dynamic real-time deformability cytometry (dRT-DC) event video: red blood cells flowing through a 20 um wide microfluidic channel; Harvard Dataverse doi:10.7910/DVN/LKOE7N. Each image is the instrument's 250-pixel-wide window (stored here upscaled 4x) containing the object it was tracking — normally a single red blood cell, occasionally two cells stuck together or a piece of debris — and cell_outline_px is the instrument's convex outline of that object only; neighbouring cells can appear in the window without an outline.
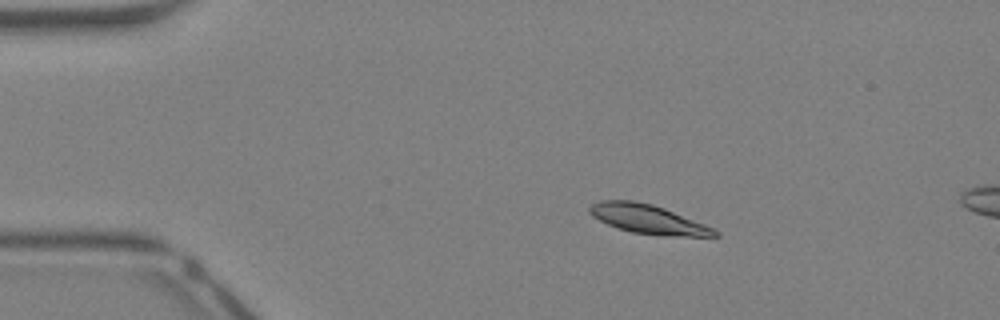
{"species": "Egyptian fruit bat (a non-hibernating species)", "species_latin": "Rousettus aegyptiacus", "temperature_condition": "warm", "stored_images_in_passage": 5, "camera_frame_rate_fps": 3000, "um_per_image_px": 0.085, "animal": {"sex": "female"}, "frame": {"image": 1, "passage_image": 1, "time_ms": 0.0, "image_size_px": [1000, 320], "cell_outline_px": [[720, 236], [664, 236], [632, 232], [608, 224], [592, 216], [588, 212], [588, 208], [592, 204], [600, 200], [632, 200], [652, 204], [664, 208], [704, 224], [720, 232]], "centroid_in_image_um": [55.07, 18.63], "position_along_channel_um": 29.9, "area_um2": 21.04}}